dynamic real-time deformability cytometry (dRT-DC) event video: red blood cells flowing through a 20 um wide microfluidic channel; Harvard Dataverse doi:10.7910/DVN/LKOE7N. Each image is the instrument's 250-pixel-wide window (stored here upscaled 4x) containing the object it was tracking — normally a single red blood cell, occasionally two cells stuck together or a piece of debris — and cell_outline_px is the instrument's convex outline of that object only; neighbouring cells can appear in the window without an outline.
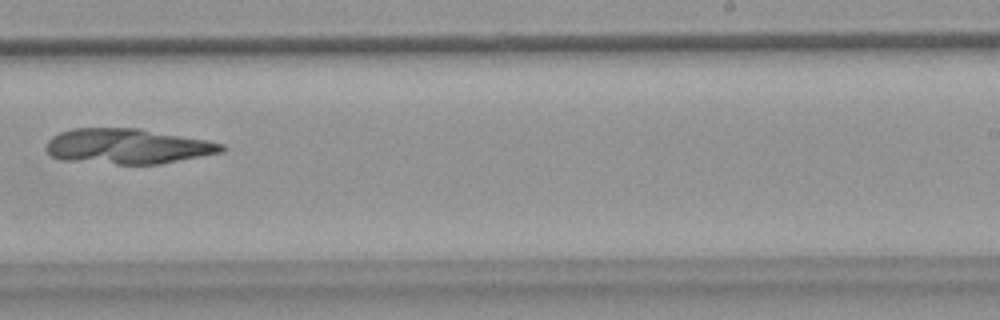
{"species": "common noctule bat (a hibernating species)", "species_latin": "Nyctalus noctula", "temperature_condition": "warm", "stored_images_in_passage": 7, "camera_frame_rate_fps": 3000, "um_per_image_px": 0.085, "animal": {"sex": "female", "body_mass_g": 18.4}, "frame": {"image": 1, "passage_image": 7, "time_ms": 2.0, "image_size_px": [1000, 320], "cell_outline_px": [[228, 148], [224, 152], [160, 164], [116, 164], [60, 160], [52, 156], [48, 152], [48, 140], [52, 136], [60, 132], [72, 128], [140, 128], [208, 140], [224, 144]], "centroid_in_image_um": [10.89, 12.43], "position_along_channel_um": 278.1, "area_um2": 36.3}}